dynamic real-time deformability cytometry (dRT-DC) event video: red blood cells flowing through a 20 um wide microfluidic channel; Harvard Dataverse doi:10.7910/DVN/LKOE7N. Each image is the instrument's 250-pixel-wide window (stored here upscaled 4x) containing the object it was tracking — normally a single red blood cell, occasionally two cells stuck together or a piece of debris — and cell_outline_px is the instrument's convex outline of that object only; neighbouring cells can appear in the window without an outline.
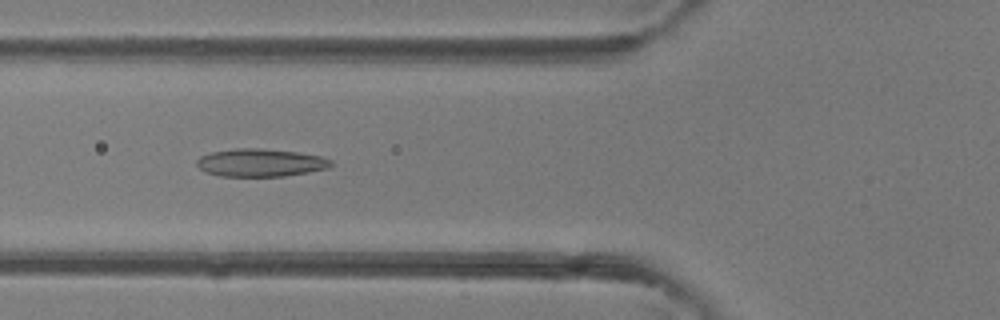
{"species": "common noctule bat (a hibernating species)", "species_latin": "Nyctalus noctula", "temperature_condition": "room temperature", "stored_images_in_passage": 4, "camera_frame_rate_fps": 3000, "um_per_image_px": 0.085, "animal": {"sex": "female"}, "frame": {"image": 1, "passage_image": 4, "time_ms": 4.333, "image_size_px": [1000, 320], "cell_outline_px": [[332, 164], [328, 168], [308, 172], [284, 176], [220, 176], [204, 172], [196, 164], [196, 160], [200, 156], [212, 152], [236, 148], [260, 148], [296, 152], [320, 156], [332, 160]], "centroid_in_image_um": [22.11, 13.83], "position_along_channel_um": 103.7, "area_um2": 21.73}}